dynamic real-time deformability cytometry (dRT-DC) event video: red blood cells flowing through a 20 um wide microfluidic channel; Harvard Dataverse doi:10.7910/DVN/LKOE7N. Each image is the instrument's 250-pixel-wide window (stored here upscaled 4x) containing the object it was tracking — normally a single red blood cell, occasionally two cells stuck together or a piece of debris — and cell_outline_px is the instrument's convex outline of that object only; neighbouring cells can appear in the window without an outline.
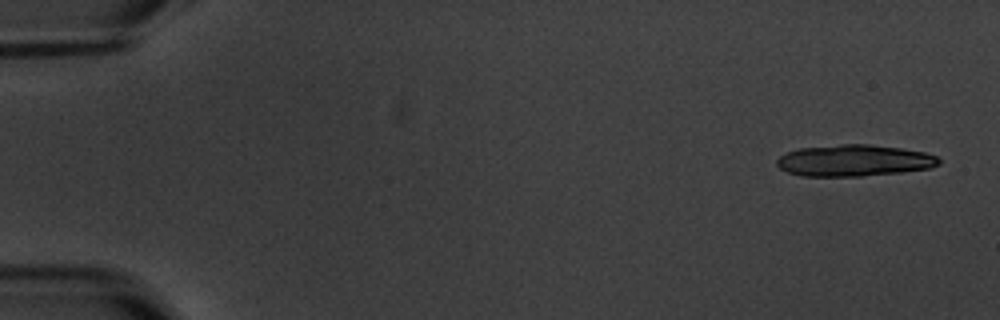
{"species": "common noctule bat (a hibernating species)", "species_latin": "Nyctalus noctula", "temperature_condition": "warm", "stored_images_in_passage": 6, "camera_frame_rate_fps": 3000, "um_per_image_px": 0.085, "animal": {"sex": "male", "body_mass_g": 20.1, "forearm_length_mm": 53.5}, "frame": {"image": 1, "passage_image": 1, "time_ms": 0.0, "image_size_px": [1000, 320], "cell_outline_px": [[940, 164], [932, 168], [900, 172], [860, 176], [800, 176], [788, 172], [780, 168], [776, 164], [776, 160], [780, 156], [788, 152], [800, 148], [840, 144], [868, 144], [900, 148], [924, 152], [936, 156], [940, 160]], "centroid_in_image_um": [72.6, 13.64], "position_along_channel_um": 12.4, "area_um2": 29.71}}
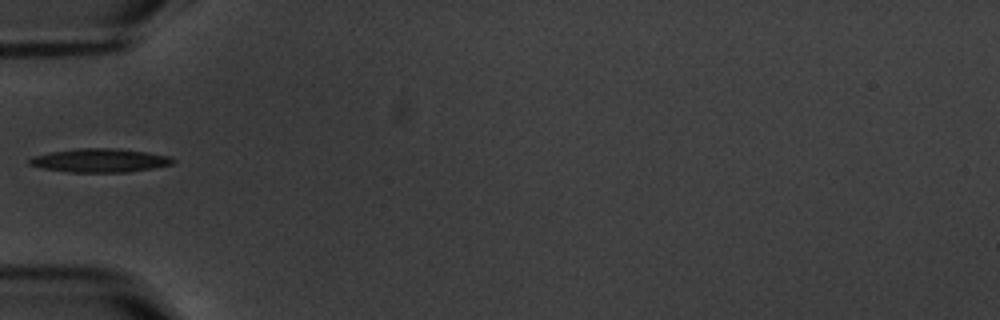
{"frame": {"image": 2, "passage_image": 5, "time_ms": 6.0, "image_size_px": [1000, 320], "cell_outline_px": [[176, 160], [172, 164], [156, 168], [128, 172], [68, 172], [44, 168], [28, 164], [28, 160], [32, 156], [52, 152], [80, 148], [116, 148], [148, 152], [172, 156]], "centroid_in_image_um": [8.55, 13.63], "position_along_channel_um": 76.4, "area_um2": 19.88}}